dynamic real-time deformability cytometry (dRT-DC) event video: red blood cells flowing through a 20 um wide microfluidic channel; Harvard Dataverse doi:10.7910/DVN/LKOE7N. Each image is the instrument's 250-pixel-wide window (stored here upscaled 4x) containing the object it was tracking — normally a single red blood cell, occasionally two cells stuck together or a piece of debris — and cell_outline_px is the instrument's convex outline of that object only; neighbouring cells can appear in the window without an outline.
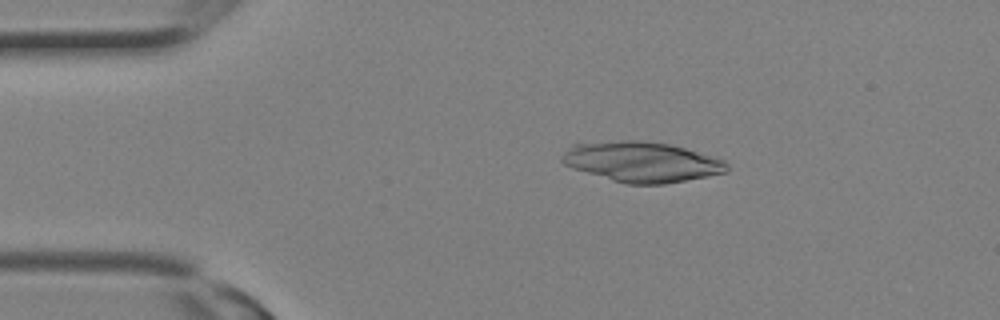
{"species": "Egyptian fruit bat (a non-hibernating species)", "species_latin": "Rousettus aegyptiacus", "temperature_condition": "room temperature", "stored_images_in_passage": 6, "camera_frame_rate_fps": 3000, "um_per_image_px": 0.085, "animal": {"sex": "female"}, "frame": {"image": 1, "passage_image": 3, "time_ms": 0.667, "image_size_px": [1000, 320], "cell_outline_px": [[728, 172], [708, 176], [664, 184], [628, 184], [612, 180], [572, 168], [564, 164], [560, 160], [560, 156], [572, 144], [580, 140], [644, 140], [668, 144], [684, 148], [724, 160], [728, 164]], "centroid_in_image_um": [54.46, 13.73], "position_along_channel_um": 30.5, "area_um2": 39.19}}